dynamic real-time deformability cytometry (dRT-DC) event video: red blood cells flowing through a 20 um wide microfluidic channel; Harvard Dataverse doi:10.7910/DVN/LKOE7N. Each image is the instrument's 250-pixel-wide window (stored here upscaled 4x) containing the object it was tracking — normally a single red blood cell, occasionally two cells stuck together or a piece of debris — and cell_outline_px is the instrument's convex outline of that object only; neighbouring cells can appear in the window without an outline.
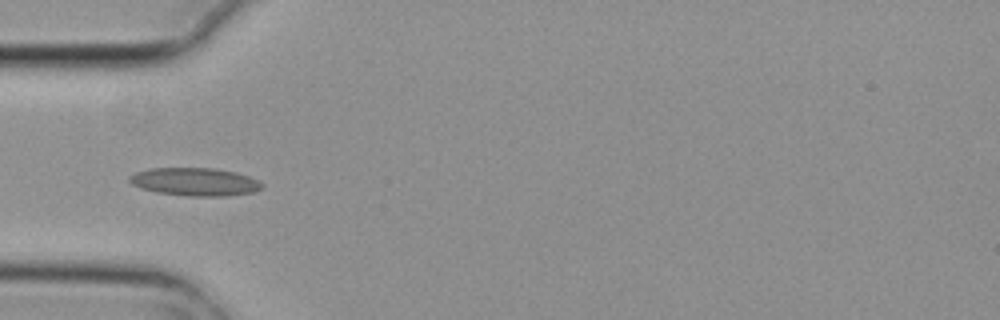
{"species": "common noctule bat (a hibernating species)", "species_latin": "Nyctalus noctula", "temperature_condition": "cold", "stored_images_in_passage": 6, "camera_frame_rate_fps": 3000, "um_per_image_px": 0.085, "animal": {"sex": "female", "body_mass_g": 29.2, "forearm_length_mm": 56.3}, "frame": {"image": 1, "passage_image": 5, "time_ms": 1.333, "image_size_px": [1000, 320], "cell_outline_px": [[264, 188], [256, 192], [228, 196], [188, 196], [156, 192], [140, 188], [132, 184], [128, 180], [128, 176], [136, 172], [152, 168], [216, 168], [236, 172], [248, 176], [264, 184]], "centroid_in_image_um": [16.59, 15.46], "position_along_channel_um": 68.4, "area_um2": 21.85}}
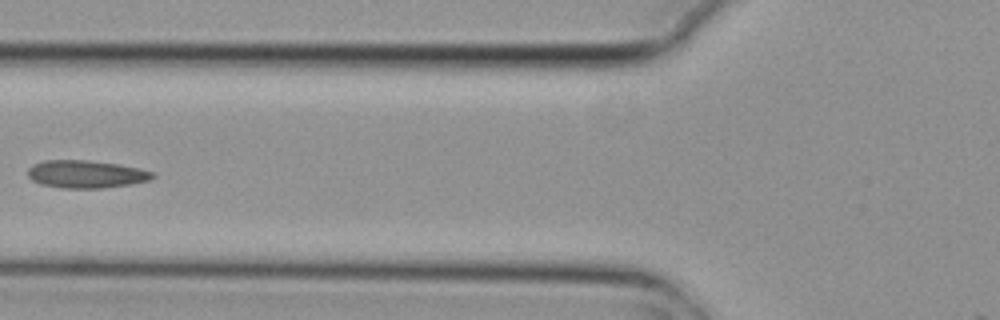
{"frame": {"image": 2, "passage_image": 6, "time_ms": 1.667, "image_size_px": [1000, 320], "cell_outline_px": [[156, 176], [148, 180], [132, 184], [104, 188], [60, 188], [40, 184], [32, 180], [28, 176], [28, 168], [32, 164], [44, 160], [88, 160], [116, 164], [140, 168], [152, 172]], "centroid_in_image_um": [7.29, 14.8], "position_along_channel_um": 118.5, "area_um2": 20.23}}